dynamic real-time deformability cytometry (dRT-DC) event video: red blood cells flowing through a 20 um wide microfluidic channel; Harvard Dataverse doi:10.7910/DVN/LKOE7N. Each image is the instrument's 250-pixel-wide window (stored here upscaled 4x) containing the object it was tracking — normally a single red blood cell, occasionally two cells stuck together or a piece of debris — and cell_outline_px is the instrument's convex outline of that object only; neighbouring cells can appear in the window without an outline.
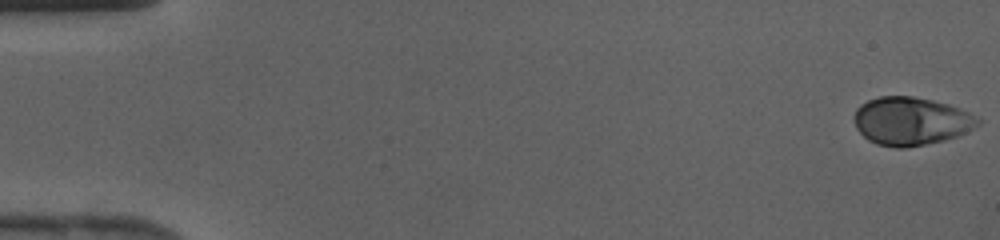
{"species": "human", "species_latin": "Homo sapiens", "temperature_condition": "cold", "stored_images_in_passage": 43, "camera_frame_rate_fps": 3000, "um_per_image_px": 0.085, "donor": {"sex": "female"}, "frame": {"image": 1, "passage_image": 1, "time_ms": 0.0, "image_size_px": [1000, 240], "cell_outline_px": [[980, 124], [956, 136], [944, 140], [904, 148], [896, 148], [876, 144], [868, 140], [856, 128], [856, 108], [860, 104], [868, 100], [880, 96], [912, 96], [932, 100], [948, 104], [968, 112], [980, 120]], "centroid_in_image_um": [77.41, 10.29], "position_along_channel_um": 7.6, "area_um2": 34.33}}
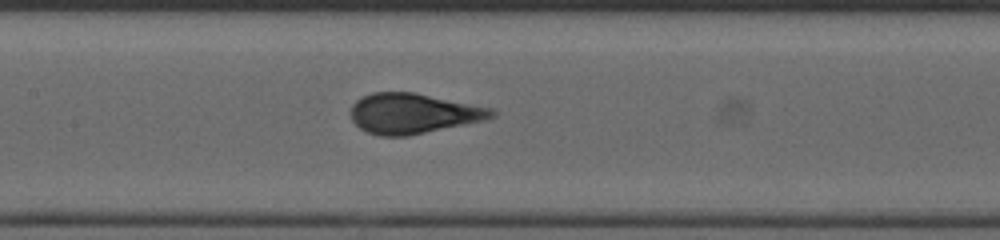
{"frame": {"image": 2, "passage_image": 21, "time_ms": 6.667, "image_size_px": [1000, 240], "cell_outline_px": [[496, 116], [484, 120], [408, 136], [380, 136], [368, 132], [360, 128], [352, 120], [352, 104], [356, 100], [372, 92], [416, 92], [496, 108]], "centroid_in_image_um": [35.17, 9.63], "position_along_channel_um": 172.2, "area_um2": 33.23}}
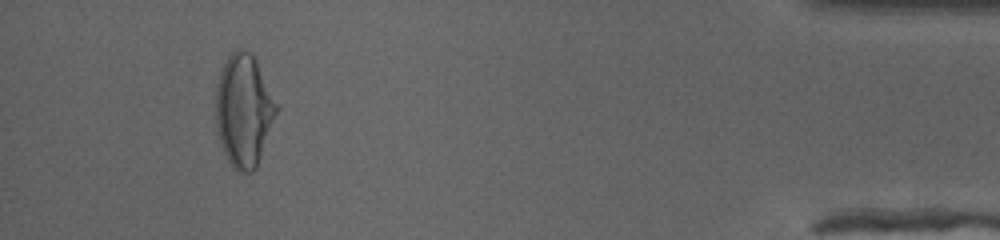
{"frame": {"image": 3, "passage_image": 40, "time_ms": 13.0, "image_size_px": [1000, 240], "cell_outline_px": [[280, 108], [256, 168], [252, 172], [240, 172], [232, 168], [224, 152], [216, 132], [216, 84], [220, 72], [228, 56], [236, 48], [240, 48], [252, 52]], "centroid_in_image_um": [20.73, 9.39], "position_along_channel_um": 414.5, "area_um2": 40.17}}